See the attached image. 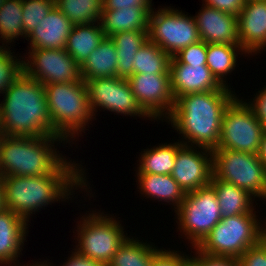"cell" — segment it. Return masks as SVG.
Wrapping results in <instances>:
<instances>
[{
    "label": "cell",
    "mask_w": 266,
    "mask_h": 266,
    "mask_svg": "<svg viewBox=\"0 0 266 266\" xmlns=\"http://www.w3.org/2000/svg\"><path fill=\"white\" fill-rule=\"evenodd\" d=\"M235 95L223 86L220 90L190 93L176 98L172 113L167 119L186 140L180 142L188 146L191 144L195 148L216 149L223 112Z\"/></svg>",
    "instance_id": "1"
},
{
    "label": "cell",
    "mask_w": 266,
    "mask_h": 266,
    "mask_svg": "<svg viewBox=\"0 0 266 266\" xmlns=\"http://www.w3.org/2000/svg\"><path fill=\"white\" fill-rule=\"evenodd\" d=\"M0 134L19 137H61L50 120L44 85L22 72L3 93Z\"/></svg>",
    "instance_id": "2"
},
{
    "label": "cell",
    "mask_w": 266,
    "mask_h": 266,
    "mask_svg": "<svg viewBox=\"0 0 266 266\" xmlns=\"http://www.w3.org/2000/svg\"><path fill=\"white\" fill-rule=\"evenodd\" d=\"M60 141L65 143V140L58 136L19 137L0 134V175L6 177L86 174L78 163L68 162L66 157L57 153V148L55 149L53 144Z\"/></svg>",
    "instance_id": "3"
},
{
    "label": "cell",
    "mask_w": 266,
    "mask_h": 266,
    "mask_svg": "<svg viewBox=\"0 0 266 266\" xmlns=\"http://www.w3.org/2000/svg\"><path fill=\"white\" fill-rule=\"evenodd\" d=\"M85 178L84 175L2 177L4 206L29 222L30 215L43 206L60 199L69 200L74 188H90L87 187Z\"/></svg>",
    "instance_id": "4"
},
{
    "label": "cell",
    "mask_w": 266,
    "mask_h": 266,
    "mask_svg": "<svg viewBox=\"0 0 266 266\" xmlns=\"http://www.w3.org/2000/svg\"><path fill=\"white\" fill-rule=\"evenodd\" d=\"M44 89L54 130L66 142L81 135L93 117L85 81L46 84Z\"/></svg>",
    "instance_id": "5"
},
{
    "label": "cell",
    "mask_w": 266,
    "mask_h": 266,
    "mask_svg": "<svg viewBox=\"0 0 266 266\" xmlns=\"http://www.w3.org/2000/svg\"><path fill=\"white\" fill-rule=\"evenodd\" d=\"M256 216L253 210L223 217L196 248L208 255L238 259L250 246L264 238V226Z\"/></svg>",
    "instance_id": "6"
},
{
    "label": "cell",
    "mask_w": 266,
    "mask_h": 266,
    "mask_svg": "<svg viewBox=\"0 0 266 266\" xmlns=\"http://www.w3.org/2000/svg\"><path fill=\"white\" fill-rule=\"evenodd\" d=\"M92 212L81 217L82 220L78 223V245L74 250L107 266L128 238L127 233L124 234V229L115 216L113 218L103 212Z\"/></svg>",
    "instance_id": "7"
},
{
    "label": "cell",
    "mask_w": 266,
    "mask_h": 266,
    "mask_svg": "<svg viewBox=\"0 0 266 266\" xmlns=\"http://www.w3.org/2000/svg\"><path fill=\"white\" fill-rule=\"evenodd\" d=\"M213 176L266 200V170L258 154L213 150Z\"/></svg>",
    "instance_id": "8"
},
{
    "label": "cell",
    "mask_w": 266,
    "mask_h": 266,
    "mask_svg": "<svg viewBox=\"0 0 266 266\" xmlns=\"http://www.w3.org/2000/svg\"><path fill=\"white\" fill-rule=\"evenodd\" d=\"M177 214L179 230L196 247L222 219L215 189L209 184L188 192Z\"/></svg>",
    "instance_id": "9"
},
{
    "label": "cell",
    "mask_w": 266,
    "mask_h": 266,
    "mask_svg": "<svg viewBox=\"0 0 266 266\" xmlns=\"http://www.w3.org/2000/svg\"><path fill=\"white\" fill-rule=\"evenodd\" d=\"M264 131L252 108L236 95L223 112L219 143L214 150L258 154Z\"/></svg>",
    "instance_id": "10"
},
{
    "label": "cell",
    "mask_w": 266,
    "mask_h": 266,
    "mask_svg": "<svg viewBox=\"0 0 266 266\" xmlns=\"http://www.w3.org/2000/svg\"><path fill=\"white\" fill-rule=\"evenodd\" d=\"M148 40L173 57L201 39L192 16L185 15L182 10L164 7L149 14Z\"/></svg>",
    "instance_id": "11"
},
{
    "label": "cell",
    "mask_w": 266,
    "mask_h": 266,
    "mask_svg": "<svg viewBox=\"0 0 266 266\" xmlns=\"http://www.w3.org/2000/svg\"><path fill=\"white\" fill-rule=\"evenodd\" d=\"M30 54V55H29ZM23 72L43 85L83 82L80 65L64 49H29Z\"/></svg>",
    "instance_id": "12"
},
{
    "label": "cell",
    "mask_w": 266,
    "mask_h": 266,
    "mask_svg": "<svg viewBox=\"0 0 266 266\" xmlns=\"http://www.w3.org/2000/svg\"><path fill=\"white\" fill-rule=\"evenodd\" d=\"M87 86L89 105L96 116L97 108L130 116L150 117L138 104L127 79L105 77L84 80Z\"/></svg>",
    "instance_id": "13"
},
{
    "label": "cell",
    "mask_w": 266,
    "mask_h": 266,
    "mask_svg": "<svg viewBox=\"0 0 266 266\" xmlns=\"http://www.w3.org/2000/svg\"><path fill=\"white\" fill-rule=\"evenodd\" d=\"M128 81L138 104L151 120H161L162 116L167 120L175 103L170 74H134Z\"/></svg>",
    "instance_id": "14"
},
{
    "label": "cell",
    "mask_w": 266,
    "mask_h": 266,
    "mask_svg": "<svg viewBox=\"0 0 266 266\" xmlns=\"http://www.w3.org/2000/svg\"><path fill=\"white\" fill-rule=\"evenodd\" d=\"M193 149L190 145H182L177 150L171 173L185 193L209 185L213 176V150L196 148L202 149L200 152Z\"/></svg>",
    "instance_id": "15"
},
{
    "label": "cell",
    "mask_w": 266,
    "mask_h": 266,
    "mask_svg": "<svg viewBox=\"0 0 266 266\" xmlns=\"http://www.w3.org/2000/svg\"><path fill=\"white\" fill-rule=\"evenodd\" d=\"M238 39L247 54L266 48V0H249L237 16Z\"/></svg>",
    "instance_id": "16"
},
{
    "label": "cell",
    "mask_w": 266,
    "mask_h": 266,
    "mask_svg": "<svg viewBox=\"0 0 266 266\" xmlns=\"http://www.w3.org/2000/svg\"><path fill=\"white\" fill-rule=\"evenodd\" d=\"M199 11L193 18L202 41L207 44L240 45L236 16L206 5Z\"/></svg>",
    "instance_id": "17"
},
{
    "label": "cell",
    "mask_w": 266,
    "mask_h": 266,
    "mask_svg": "<svg viewBox=\"0 0 266 266\" xmlns=\"http://www.w3.org/2000/svg\"><path fill=\"white\" fill-rule=\"evenodd\" d=\"M169 71L174 99L185 94L220 90L223 87L206 65L169 63Z\"/></svg>",
    "instance_id": "18"
},
{
    "label": "cell",
    "mask_w": 266,
    "mask_h": 266,
    "mask_svg": "<svg viewBox=\"0 0 266 266\" xmlns=\"http://www.w3.org/2000/svg\"><path fill=\"white\" fill-rule=\"evenodd\" d=\"M73 23L56 7L27 36L31 49H64Z\"/></svg>",
    "instance_id": "19"
},
{
    "label": "cell",
    "mask_w": 266,
    "mask_h": 266,
    "mask_svg": "<svg viewBox=\"0 0 266 266\" xmlns=\"http://www.w3.org/2000/svg\"><path fill=\"white\" fill-rule=\"evenodd\" d=\"M28 222L11 210L0 211V262L7 266L16 262L26 240Z\"/></svg>",
    "instance_id": "20"
},
{
    "label": "cell",
    "mask_w": 266,
    "mask_h": 266,
    "mask_svg": "<svg viewBox=\"0 0 266 266\" xmlns=\"http://www.w3.org/2000/svg\"><path fill=\"white\" fill-rule=\"evenodd\" d=\"M149 14L145 7L102 10L100 24L106 37L125 31H148Z\"/></svg>",
    "instance_id": "21"
},
{
    "label": "cell",
    "mask_w": 266,
    "mask_h": 266,
    "mask_svg": "<svg viewBox=\"0 0 266 266\" xmlns=\"http://www.w3.org/2000/svg\"><path fill=\"white\" fill-rule=\"evenodd\" d=\"M118 56L114 42L110 37H104L98 47L80 65L83 80L116 77Z\"/></svg>",
    "instance_id": "22"
},
{
    "label": "cell",
    "mask_w": 266,
    "mask_h": 266,
    "mask_svg": "<svg viewBox=\"0 0 266 266\" xmlns=\"http://www.w3.org/2000/svg\"><path fill=\"white\" fill-rule=\"evenodd\" d=\"M139 182V190L145 197L158 199L159 201L172 202L177 210L186 193L172 178L171 174H136ZM176 206V207H175Z\"/></svg>",
    "instance_id": "23"
},
{
    "label": "cell",
    "mask_w": 266,
    "mask_h": 266,
    "mask_svg": "<svg viewBox=\"0 0 266 266\" xmlns=\"http://www.w3.org/2000/svg\"><path fill=\"white\" fill-rule=\"evenodd\" d=\"M210 185L215 189L222 218L247 214L254 210V197L240 187L214 176Z\"/></svg>",
    "instance_id": "24"
},
{
    "label": "cell",
    "mask_w": 266,
    "mask_h": 266,
    "mask_svg": "<svg viewBox=\"0 0 266 266\" xmlns=\"http://www.w3.org/2000/svg\"><path fill=\"white\" fill-rule=\"evenodd\" d=\"M109 37L114 42L118 56L116 75L128 80L133 75L135 54L148 40V31H125Z\"/></svg>",
    "instance_id": "25"
},
{
    "label": "cell",
    "mask_w": 266,
    "mask_h": 266,
    "mask_svg": "<svg viewBox=\"0 0 266 266\" xmlns=\"http://www.w3.org/2000/svg\"><path fill=\"white\" fill-rule=\"evenodd\" d=\"M104 37L100 22L74 25L68 36L65 50L81 65Z\"/></svg>",
    "instance_id": "26"
},
{
    "label": "cell",
    "mask_w": 266,
    "mask_h": 266,
    "mask_svg": "<svg viewBox=\"0 0 266 266\" xmlns=\"http://www.w3.org/2000/svg\"><path fill=\"white\" fill-rule=\"evenodd\" d=\"M181 142L162 144L141 153L137 174H171L174 168L177 150L182 146Z\"/></svg>",
    "instance_id": "27"
},
{
    "label": "cell",
    "mask_w": 266,
    "mask_h": 266,
    "mask_svg": "<svg viewBox=\"0 0 266 266\" xmlns=\"http://www.w3.org/2000/svg\"><path fill=\"white\" fill-rule=\"evenodd\" d=\"M240 50V51H239ZM236 51V52H235ZM238 52H243L241 45L207 44V64L216 80L224 87L229 88L224 80L237 65Z\"/></svg>",
    "instance_id": "28"
},
{
    "label": "cell",
    "mask_w": 266,
    "mask_h": 266,
    "mask_svg": "<svg viewBox=\"0 0 266 266\" xmlns=\"http://www.w3.org/2000/svg\"><path fill=\"white\" fill-rule=\"evenodd\" d=\"M133 61L134 74H170L171 57L156 43L149 40L135 54Z\"/></svg>",
    "instance_id": "29"
},
{
    "label": "cell",
    "mask_w": 266,
    "mask_h": 266,
    "mask_svg": "<svg viewBox=\"0 0 266 266\" xmlns=\"http://www.w3.org/2000/svg\"><path fill=\"white\" fill-rule=\"evenodd\" d=\"M152 246L128 237L107 266H150L153 254L158 250Z\"/></svg>",
    "instance_id": "30"
},
{
    "label": "cell",
    "mask_w": 266,
    "mask_h": 266,
    "mask_svg": "<svg viewBox=\"0 0 266 266\" xmlns=\"http://www.w3.org/2000/svg\"><path fill=\"white\" fill-rule=\"evenodd\" d=\"M102 3L103 0H55V6L73 25L100 22Z\"/></svg>",
    "instance_id": "31"
},
{
    "label": "cell",
    "mask_w": 266,
    "mask_h": 266,
    "mask_svg": "<svg viewBox=\"0 0 266 266\" xmlns=\"http://www.w3.org/2000/svg\"><path fill=\"white\" fill-rule=\"evenodd\" d=\"M22 0H5L0 8V38L9 45L19 36H27L23 30ZM9 42V43H8Z\"/></svg>",
    "instance_id": "32"
},
{
    "label": "cell",
    "mask_w": 266,
    "mask_h": 266,
    "mask_svg": "<svg viewBox=\"0 0 266 266\" xmlns=\"http://www.w3.org/2000/svg\"><path fill=\"white\" fill-rule=\"evenodd\" d=\"M55 6V0H22L23 30L28 36Z\"/></svg>",
    "instance_id": "33"
},
{
    "label": "cell",
    "mask_w": 266,
    "mask_h": 266,
    "mask_svg": "<svg viewBox=\"0 0 266 266\" xmlns=\"http://www.w3.org/2000/svg\"><path fill=\"white\" fill-rule=\"evenodd\" d=\"M0 46V94L4 93L10 84L23 72L21 59H15L11 50L4 46ZM5 47V48H4Z\"/></svg>",
    "instance_id": "34"
},
{
    "label": "cell",
    "mask_w": 266,
    "mask_h": 266,
    "mask_svg": "<svg viewBox=\"0 0 266 266\" xmlns=\"http://www.w3.org/2000/svg\"><path fill=\"white\" fill-rule=\"evenodd\" d=\"M170 63L183 64H207V43L200 40L180 50L176 55L171 57Z\"/></svg>",
    "instance_id": "35"
},
{
    "label": "cell",
    "mask_w": 266,
    "mask_h": 266,
    "mask_svg": "<svg viewBox=\"0 0 266 266\" xmlns=\"http://www.w3.org/2000/svg\"><path fill=\"white\" fill-rule=\"evenodd\" d=\"M196 256L189 257V266H241L239 260L233 257L213 256L193 247Z\"/></svg>",
    "instance_id": "36"
},
{
    "label": "cell",
    "mask_w": 266,
    "mask_h": 266,
    "mask_svg": "<svg viewBox=\"0 0 266 266\" xmlns=\"http://www.w3.org/2000/svg\"><path fill=\"white\" fill-rule=\"evenodd\" d=\"M241 266H266V240L250 246L239 258Z\"/></svg>",
    "instance_id": "37"
},
{
    "label": "cell",
    "mask_w": 266,
    "mask_h": 266,
    "mask_svg": "<svg viewBox=\"0 0 266 266\" xmlns=\"http://www.w3.org/2000/svg\"><path fill=\"white\" fill-rule=\"evenodd\" d=\"M163 250L158 249L153 254L150 266H189V256L175 250Z\"/></svg>",
    "instance_id": "38"
},
{
    "label": "cell",
    "mask_w": 266,
    "mask_h": 266,
    "mask_svg": "<svg viewBox=\"0 0 266 266\" xmlns=\"http://www.w3.org/2000/svg\"><path fill=\"white\" fill-rule=\"evenodd\" d=\"M205 4L224 13L238 16L245 5L246 0H204Z\"/></svg>",
    "instance_id": "39"
},
{
    "label": "cell",
    "mask_w": 266,
    "mask_h": 266,
    "mask_svg": "<svg viewBox=\"0 0 266 266\" xmlns=\"http://www.w3.org/2000/svg\"><path fill=\"white\" fill-rule=\"evenodd\" d=\"M102 10H116L120 8L145 7L149 12L152 8V0H103Z\"/></svg>",
    "instance_id": "40"
},
{
    "label": "cell",
    "mask_w": 266,
    "mask_h": 266,
    "mask_svg": "<svg viewBox=\"0 0 266 266\" xmlns=\"http://www.w3.org/2000/svg\"><path fill=\"white\" fill-rule=\"evenodd\" d=\"M247 104L252 108L258 121L262 124L264 130H266V87L258 91L253 101L247 102Z\"/></svg>",
    "instance_id": "41"
},
{
    "label": "cell",
    "mask_w": 266,
    "mask_h": 266,
    "mask_svg": "<svg viewBox=\"0 0 266 266\" xmlns=\"http://www.w3.org/2000/svg\"><path fill=\"white\" fill-rule=\"evenodd\" d=\"M71 256L67 259L62 266H105L101 262L81 255L76 250L72 252Z\"/></svg>",
    "instance_id": "42"
},
{
    "label": "cell",
    "mask_w": 266,
    "mask_h": 266,
    "mask_svg": "<svg viewBox=\"0 0 266 266\" xmlns=\"http://www.w3.org/2000/svg\"><path fill=\"white\" fill-rule=\"evenodd\" d=\"M258 157L260 159V162L264 166V169L266 170V130L264 131L262 138H261Z\"/></svg>",
    "instance_id": "43"
},
{
    "label": "cell",
    "mask_w": 266,
    "mask_h": 266,
    "mask_svg": "<svg viewBox=\"0 0 266 266\" xmlns=\"http://www.w3.org/2000/svg\"><path fill=\"white\" fill-rule=\"evenodd\" d=\"M5 208L4 206V194H3V181L2 176L0 175V211Z\"/></svg>",
    "instance_id": "44"
},
{
    "label": "cell",
    "mask_w": 266,
    "mask_h": 266,
    "mask_svg": "<svg viewBox=\"0 0 266 266\" xmlns=\"http://www.w3.org/2000/svg\"><path fill=\"white\" fill-rule=\"evenodd\" d=\"M44 262H40L39 264H38V262L37 263H33V265L32 264L31 265L27 264L26 266H28V265L29 266H51L50 262H48V263H47V261H44ZM11 266H13V265H11ZM14 266H17V265L14 264ZM19 266H21V265H19ZM22 266H25V265H22Z\"/></svg>",
    "instance_id": "45"
},
{
    "label": "cell",
    "mask_w": 266,
    "mask_h": 266,
    "mask_svg": "<svg viewBox=\"0 0 266 266\" xmlns=\"http://www.w3.org/2000/svg\"><path fill=\"white\" fill-rule=\"evenodd\" d=\"M5 0H0V8L3 6Z\"/></svg>",
    "instance_id": "46"
},
{
    "label": "cell",
    "mask_w": 266,
    "mask_h": 266,
    "mask_svg": "<svg viewBox=\"0 0 266 266\" xmlns=\"http://www.w3.org/2000/svg\"><path fill=\"white\" fill-rule=\"evenodd\" d=\"M266 224V223H265ZM266 226V225H265ZM264 238L266 240V227L264 228Z\"/></svg>",
    "instance_id": "47"
}]
</instances>
